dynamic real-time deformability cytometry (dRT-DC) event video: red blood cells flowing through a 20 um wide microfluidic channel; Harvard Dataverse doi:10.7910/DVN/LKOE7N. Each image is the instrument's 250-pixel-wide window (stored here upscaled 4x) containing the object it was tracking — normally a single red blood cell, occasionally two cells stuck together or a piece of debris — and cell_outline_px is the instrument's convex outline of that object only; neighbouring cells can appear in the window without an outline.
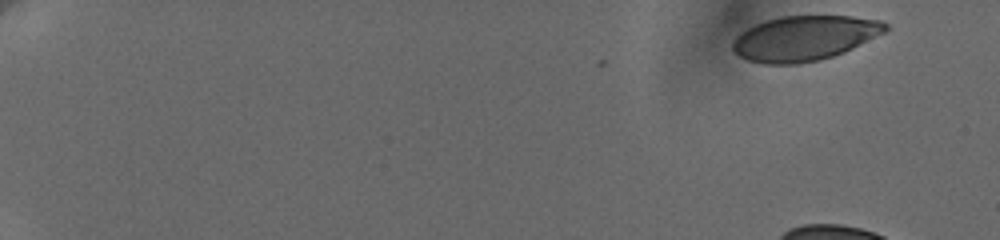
{"species": "human", "species_latin": "Homo sapiens", "temperature_condition": "cold", "stored_images_in_passage": 9, "camera_frame_rate_fps": 3000, "um_per_image_px": 0.085, "donor": {"sex": "female"}, "frame": {"image": 1, "passage_image": 1, "time_ms": 0.0, "image_size_px": [1000, 240], "cell_outline_px": [[888, 28], [884, 32], [844, 52], [820, 60], [796, 64], [764, 64], [748, 60], [740, 56], [732, 48], [732, 44], [736, 36], [740, 32], [764, 20], [780, 16], [852, 16], [880, 20], [888, 24]], "centroid_in_image_um": [68.36, 3.24], "position_along_channel_um": 16.6, "area_um2": 39.82}}
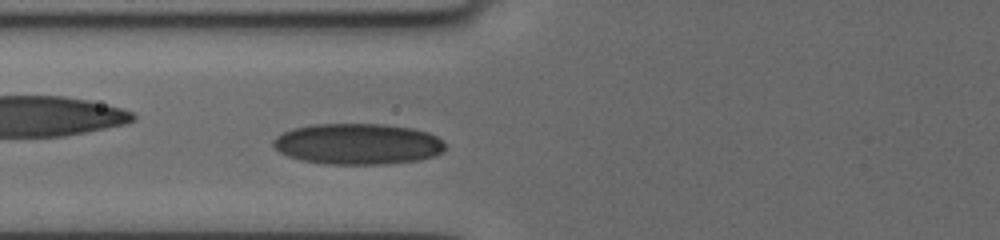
{"frame": {"image": 2, "passage_image": 9, "time_ms": 8.0, "image_size_px": [1000, 240], "cell_outline_px": [[444, 152], [420, 160], [388, 164], [324, 164], [300, 160], [288, 156], [272, 148], [272, 140], [276, 136], [284, 132], [296, 128], [316, 124], [380, 124], [412, 128], [428, 132], [436, 136], [444, 144]], "centroid_in_image_um": [30.39, 12.25], "position_along_channel_um": 95.4, "area_um2": 41.15}}